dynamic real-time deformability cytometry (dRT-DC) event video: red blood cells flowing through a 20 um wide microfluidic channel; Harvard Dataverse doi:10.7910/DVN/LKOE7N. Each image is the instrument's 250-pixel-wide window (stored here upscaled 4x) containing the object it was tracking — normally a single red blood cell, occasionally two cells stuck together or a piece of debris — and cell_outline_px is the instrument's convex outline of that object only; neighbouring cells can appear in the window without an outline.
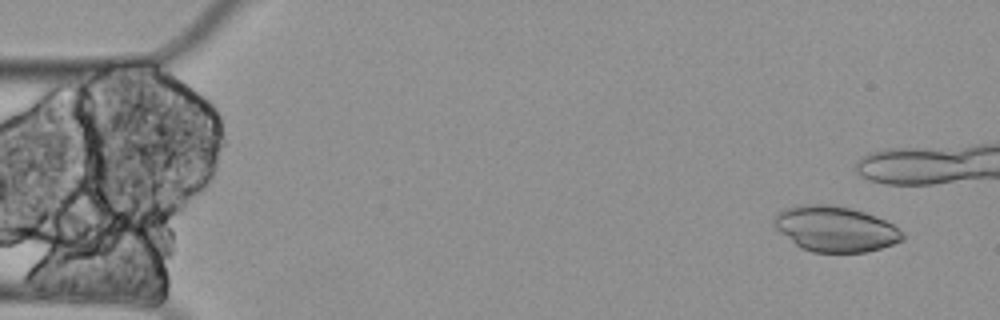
{"species": "Egyptian fruit bat (a non-hibernating species)", "species_latin": "Rousettus aegyptiacus", "temperature_condition": "cold", "stored_images_in_passage": 6, "camera_frame_rate_fps": 3000, "um_per_image_px": 0.085, "animal": {"sex": "female"}, "frame": {"image": 1, "passage_image": 1, "time_ms": 0.0, "image_size_px": [1000, 320], "cell_outline_px": [[904, 240], [880, 248], [864, 252], [812, 252], [796, 244], [780, 232], [772, 224], [772, 220], [784, 208], [800, 204], [832, 204], [864, 212], [876, 216], [892, 224], [904, 232]], "centroid_in_image_um": [71.0, 19.44], "position_along_channel_um": 14.0, "area_um2": 33.87}}
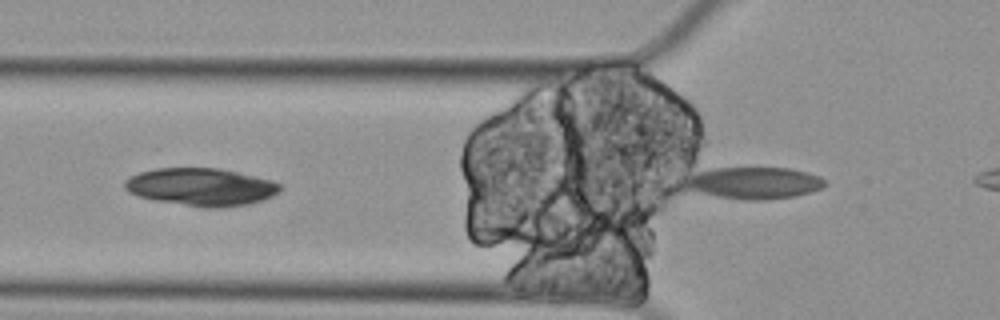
{"frame": {"image": 2, "passage_image": 6, "time_ms": 1.667, "image_size_px": [1000, 320], "cell_outline_px": [[824, 184], [820, 188], [808, 192], [792, 196], [764, 200], [752, 200], [720, 196], [684, 188], [688, 180], [692, 176], [700, 172], [712, 168], [788, 168], [808, 172], [820, 176], [824, 180]], "centroid_in_image_um": [64.14, 15.53], "position_along_channel_um": 61.7, "area_um2": 25.09}}